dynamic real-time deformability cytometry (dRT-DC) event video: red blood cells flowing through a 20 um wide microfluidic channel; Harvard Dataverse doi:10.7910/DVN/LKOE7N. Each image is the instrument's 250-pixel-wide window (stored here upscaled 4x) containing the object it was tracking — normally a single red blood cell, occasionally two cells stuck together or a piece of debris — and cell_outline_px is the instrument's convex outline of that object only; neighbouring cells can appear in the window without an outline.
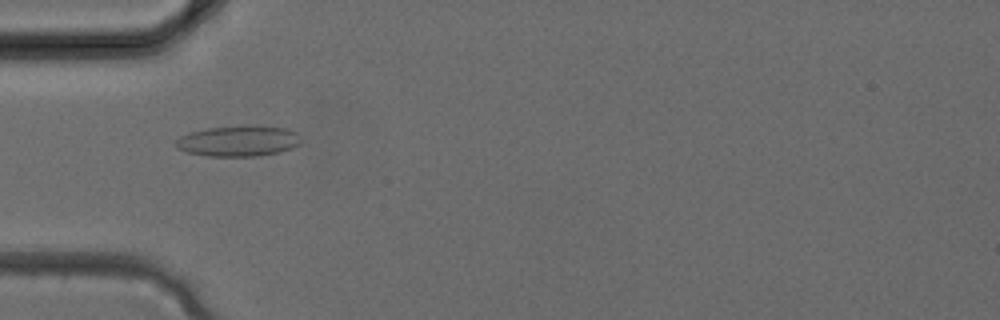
{"species": "common noctule bat (a hibernating species)", "species_latin": "Nyctalus noctula", "temperature_condition": "cold", "stored_images_in_passage": 3, "camera_frame_rate_fps": 3000, "um_per_image_px": 0.085, "animal": {"sex": "female", "body_mass_g": 24.6, "forearm_length_mm": 56.2}, "frame": {"image": 1, "passage_image": 3, "time_ms": 0.667, "image_size_px": [1000, 320], "cell_outline_px": [[300, 144], [292, 148], [280, 152], [260, 156], [208, 156], [188, 152], [176, 148], [176, 140], [180, 136], [192, 132], [208, 128], [256, 124], [288, 128], [296, 132], [300, 136]], "centroid_in_image_um": [20.32, 11.97], "position_along_channel_um": 64.7, "area_um2": 22.72}}